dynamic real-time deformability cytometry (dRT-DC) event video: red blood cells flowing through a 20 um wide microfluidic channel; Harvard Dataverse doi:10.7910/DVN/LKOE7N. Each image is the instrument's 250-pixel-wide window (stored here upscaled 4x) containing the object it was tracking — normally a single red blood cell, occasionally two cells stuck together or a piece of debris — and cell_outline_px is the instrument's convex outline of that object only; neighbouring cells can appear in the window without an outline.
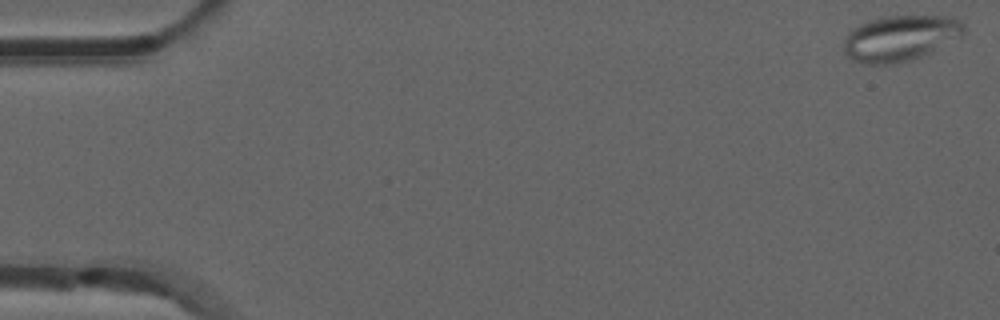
{"species": "common noctule bat (a hibernating species)", "species_latin": "Nyctalus noctula", "temperature_condition": "room temperature", "stored_images_in_passage": 53, "camera_frame_rate_fps": 3000, "um_per_image_px": 0.085, "animal": {"sex": "male", "forearm_length_mm": 52.5}, "frame": {"image": 1, "passage_image": 1, "time_ms": 0.0, "image_size_px": [1000, 320], "cell_outline_px": [[964, 32], [928, 52], [920, 56], [908, 60], [888, 64], [864, 64], [848, 56], [844, 52], [844, 40], [848, 32], [852, 28], [868, 20], [888, 16], [952, 16], [964, 24]], "centroid_in_image_um": [76.44, 3.22], "position_along_channel_um": 8.6, "area_um2": 31.21}}
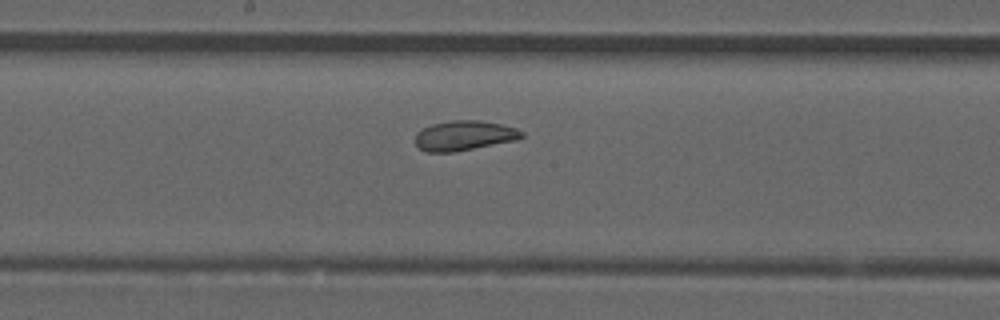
{"frame": {"image": 2, "passage_image": 28, "time_ms": 9.0, "image_size_px": [1000, 320], "cell_outline_px": [[524, 136], [516, 140], [456, 152], [424, 152], [416, 144], [416, 132], [432, 124], [452, 120], [480, 120], [500, 124], [516, 128], [524, 132]], "centroid_in_image_um": [39.46, 11.53], "position_along_channel_um": 208.7, "area_um2": 18.55}}
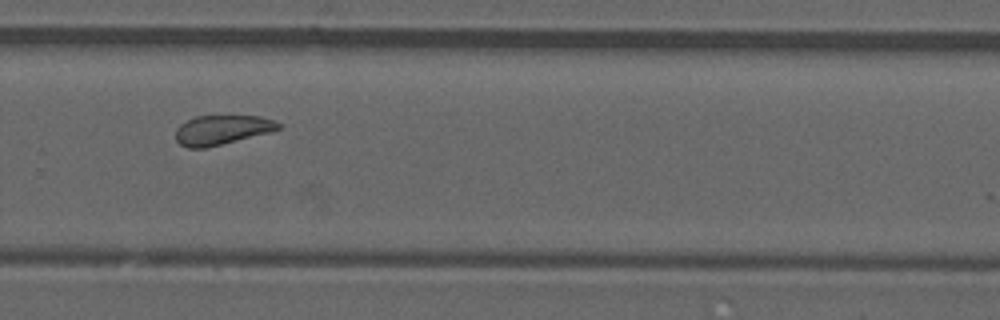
{"frame": {"image": 3, "passage_image": 36, "time_ms": 11.667, "image_size_px": [1000, 320], "cell_outline_px": [[280, 128], [272, 132], [204, 148], [188, 148], [180, 144], [176, 140], [176, 128], [180, 124], [196, 116], [260, 116], [272, 120], [280, 124]], "centroid_in_image_um": [18.85, 11.04], "position_along_channel_um": 311.0, "area_um2": 17.51}, "authors_computed_cell_mechanics": {"area_um2": 19.4786, "velocity_mm_per_s": 3.8385, "shape_relaxation_time_tau1_ms": null, "shape_relaxation_time_tau2_ms": 2.2593, "deformation_change_tau1": null, "deformation_change_tau2": 0.0702}}